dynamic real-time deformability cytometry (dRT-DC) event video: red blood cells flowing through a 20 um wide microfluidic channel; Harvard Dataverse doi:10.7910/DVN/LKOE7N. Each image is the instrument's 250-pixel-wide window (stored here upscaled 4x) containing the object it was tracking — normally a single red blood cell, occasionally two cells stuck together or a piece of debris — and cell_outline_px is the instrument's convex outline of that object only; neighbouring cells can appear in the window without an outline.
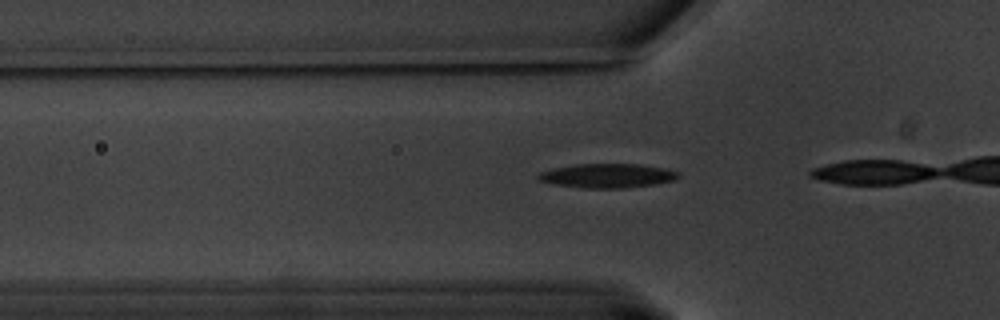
{"species": "common noctule bat (a hibernating species)", "species_latin": "Nyctalus noctula", "temperature_condition": "warm", "stored_images_in_passage": 15, "camera_frame_rate_fps": 3000, "um_per_image_px": 0.085, "animal": {"sex": "male", "body_mass_g": 20.1, "forearm_length_mm": 53.5}, "frame": {"image": 1, "passage_image": 3, "time_ms": 0.667, "image_size_px": [1000, 320], "cell_outline_px": [[680, 176], [676, 180], [652, 184], [620, 188], [584, 188], [556, 184], [540, 180], [536, 176], [540, 172], [552, 168], [576, 164], [640, 164], [664, 168], [676, 172]], "centroid_in_image_um": [51.61, 14.93], "position_along_channel_um": 74.2, "area_um2": 19.48}}
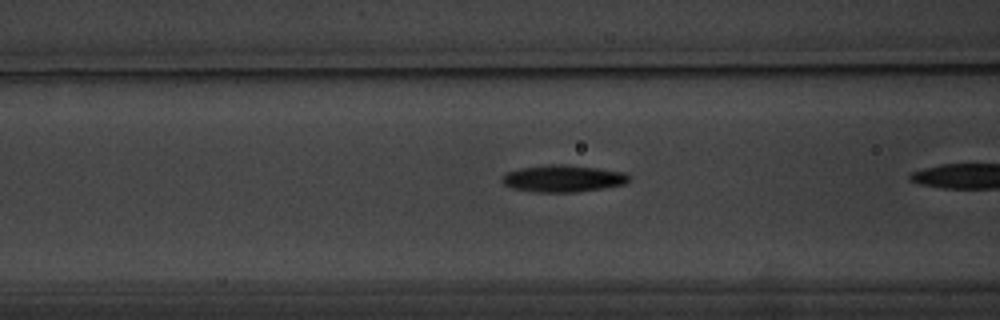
{"frame": {"image": 2, "passage_image": 7, "time_ms": 2.0, "image_size_px": [1000, 320], "cell_outline_px": [[632, 180], [624, 184], [604, 188], [576, 192], [536, 192], [512, 188], [504, 184], [500, 180], [508, 172], [520, 168], [548, 164], [560, 164], [596, 168], [628, 172], [632, 176]], "centroid_in_image_um": [47.92, 15.17], "position_along_channel_um": 118.7, "area_um2": 20.06}}